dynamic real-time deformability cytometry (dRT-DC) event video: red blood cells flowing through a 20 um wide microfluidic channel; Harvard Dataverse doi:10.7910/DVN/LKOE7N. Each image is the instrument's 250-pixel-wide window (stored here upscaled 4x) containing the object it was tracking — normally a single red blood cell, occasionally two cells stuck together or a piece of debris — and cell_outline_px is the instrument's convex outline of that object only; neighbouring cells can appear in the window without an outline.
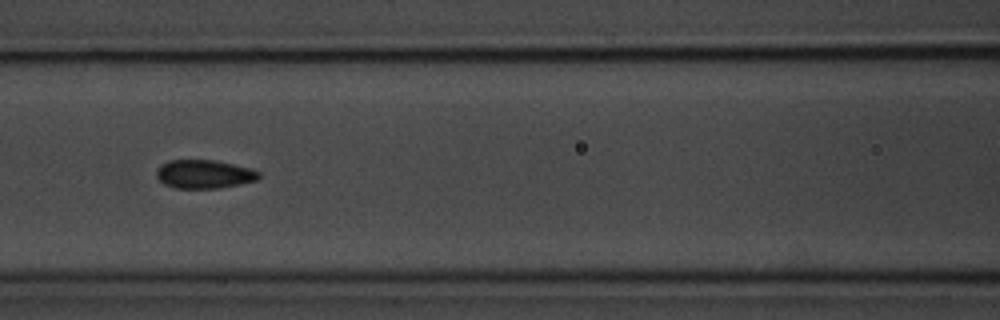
{"species": "common noctule bat (a hibernating species)", "species_latin": "Nyctalus noctula", "temperature_condition": "room temperature", "stored_images_in_passage": 25, "camera_frame_rate_fps": 3000, "um_per_image_px": 0.085, "animal": {"sex": "male", "body_mass_g": 20.1, "forearm_length_mm": 53.5}, "frame": {"image": 1, "passage_image": 11, "time_ms": 3.333, "image_size_px": [1000, 320], "cell_outline_px": [[260, 176], [256, 180], [240, 184], [220, 188], [176, 188], [164, 184], [156, 176], [156, 172], [160, 164], [168, 160], [212, 160], [252, 168], [260, 172]], "centroid_in_image_um": [17.34, 14.8], "position_along_channel_um": 149.3, "area_um2": 17.05}}